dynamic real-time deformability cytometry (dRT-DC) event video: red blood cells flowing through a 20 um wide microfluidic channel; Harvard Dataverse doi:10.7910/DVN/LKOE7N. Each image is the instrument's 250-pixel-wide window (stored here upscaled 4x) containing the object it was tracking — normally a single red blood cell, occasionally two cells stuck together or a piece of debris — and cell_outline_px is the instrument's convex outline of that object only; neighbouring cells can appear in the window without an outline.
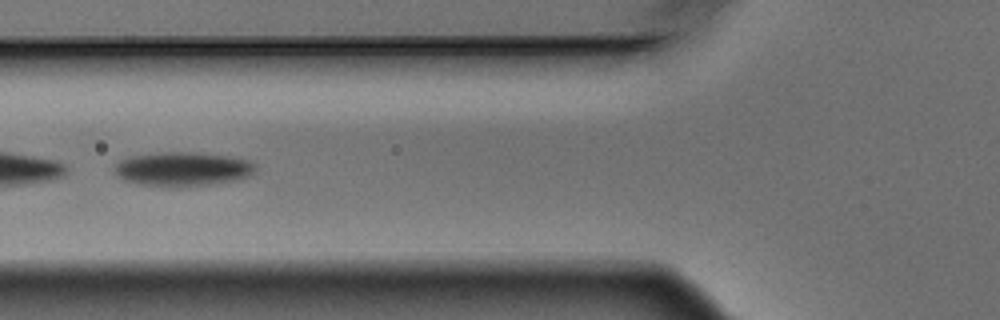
{"species": "Egyptian fruit bat (a non-hibernating species)", "species_latin": "Rousettus aegyptiacus", "temperature_condition": "warm", "stored_images_in_passage": 7, "camera_frame_rate_fps": 3000, "um_per_image_px": 0.085, "animal": {"sex": "male"}, "frame": {"image": 1, "passage_image": 6, "time_ms": 1.667, "image_size_px": [1000, 320], "cell_outline_px": [[256, 176], [240, 180], [212, 184], [180, 188], [164, 188], [136, 184], [124, 180], [116, 176], [112, 168], [120, 160], [132, 156], [164, 152], [200, 152], [228, 156], [252, 160], [256, 164]], "centroid_in_image_um": [15.59, 14.4], "position_along_channel_um": 110.2, "area_um2": 29.25}}
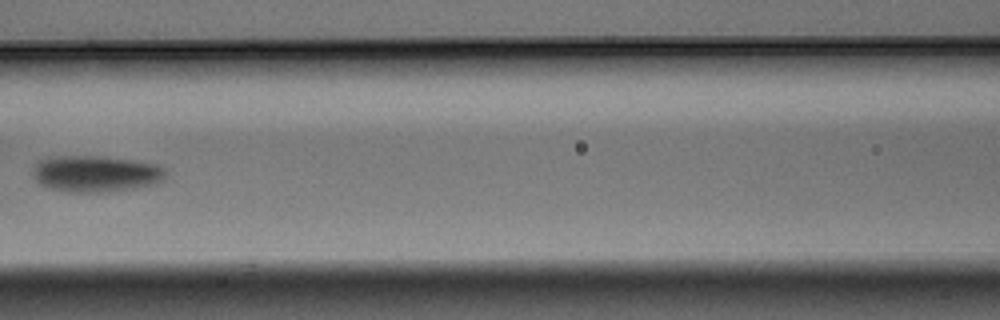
{"frame": {"image": 2, "passage_image": 7, "time_ms": 2.0, "image_size_px": [1000, 320], "cell_outline_px": [[168, 176], [164, 180], [156, 184], [104, 192], [68, 192], [48, 188], [40, 184], [32, 176], [32, 168], [40, 160], [48, 156], [104, 156], [132, 160], [156, 164], [164, 168], [168, 172]], "centroid_in_image_um": [8.13, 14.76], "position_along_channel_um": 158.5, "area_um2": 28.55}}